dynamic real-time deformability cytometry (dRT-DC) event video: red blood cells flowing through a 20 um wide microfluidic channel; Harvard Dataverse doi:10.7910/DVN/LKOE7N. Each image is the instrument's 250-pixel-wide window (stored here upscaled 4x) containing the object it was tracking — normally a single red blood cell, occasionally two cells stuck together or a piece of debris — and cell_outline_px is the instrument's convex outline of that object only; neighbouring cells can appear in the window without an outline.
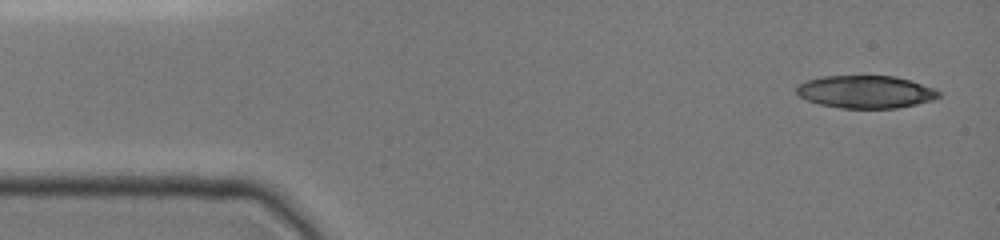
{"species": "common noctule bat (a hibernating species)", "species_latin": "Nyctalus noctula", "temperature_condition": "cold", "stored_images_in_passage": 12, "camera_frame_rate_fps": 3000, "um_per_image_px": 0.085, "animal": {"sex": "female", "body_mass_g": 19.0, "forearm_length_mm": 51.5}, "frame": {"image": 1, "passage_image": 1, "time_ms": 0.0, "image_size_px": [1000, 240], "cell_outline_px": [[940, 96], [932, 100], [916, 104], [896, 108], [840, 108], [820, 104], [808, 100], [800, 96], [796, 92], [796, 88], [804, 80], [824, 76], [896, 76], [912, 80], [936, 88], [940, 92]], "centroid_in_image_um": [73.61, 7.8], "position_along_channel_um": 11.4, "area_um2": 27.17}}
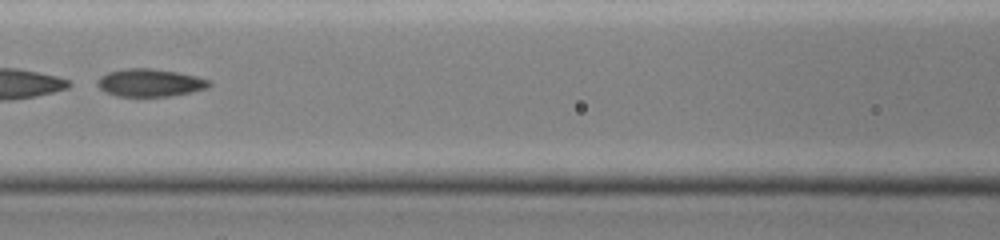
{"frame": {"image": 2, "passage_image": 10, "time_ms": 6.333, "image_size_px": [1000, 240], "cell_outline_px": [[212, 84], [208, 88], [192, 92], [168, 96], [116, 96], [104, 92], [96, 84], [96, 80], [100, 76], [108, 72], [124, 68], [148, 68], [176, 72], [196, 76], [212, 80]], "centroid_in_image_um": [12.74, 7.03], "position_along_channel_um": 153.9, "area_um2": 18.21}}
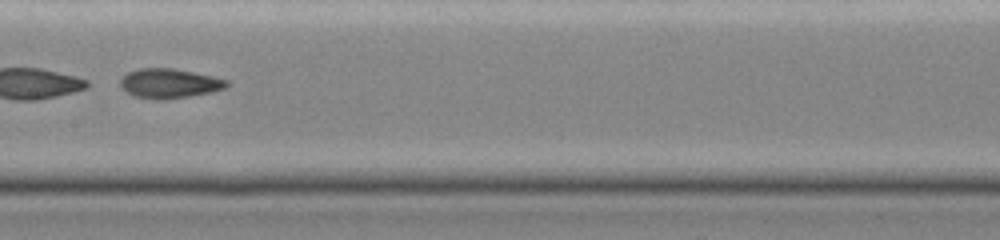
{"frame": {"image": 3, "passage_image": 11, "time_ms": 7.333, "image_size_px": [1000, 240], "cell_outline_px": [[228, 88], [188, 96], [164, 100], [156, 100], [132, 96], [120, 88], [120, 80], [128, 72], [140, 68], [172, 68], [212, 76], [228, 80]], "centroid_in_image_um": [14.35, 7.1], "position_along_channel_um": 193.0, "area_um2": 18.32}}